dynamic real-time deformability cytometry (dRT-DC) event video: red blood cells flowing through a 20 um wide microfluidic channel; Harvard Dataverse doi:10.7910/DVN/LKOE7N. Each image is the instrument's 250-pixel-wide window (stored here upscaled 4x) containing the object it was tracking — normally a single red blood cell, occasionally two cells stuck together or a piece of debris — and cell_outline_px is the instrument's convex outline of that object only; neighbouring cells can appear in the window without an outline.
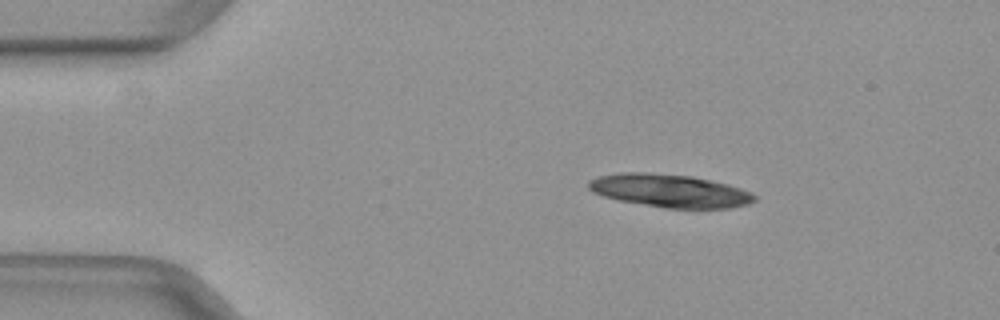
{"species": "common noctule bat (a hibernating species)", "species_latin": "Nyctalus noctula", "temperature_condition": "warm", "stored_images_in_passage": 12, "camera_frame_rate_fps": 3000, "um_per_image_px": 0.085, "animal": {"sex": "female", "body_mass_g": 29.2, "forearm_length_mm": 56.3}, "frame": {"image": 1, "passage_image": 7, "time_ms": 2.0, "image_size_px": [1000, 320], "cell_outline_px": [[756, 200], [748, 204], [728, 208], [664, 208], [620, 200], [604, 196], [592, 192], [588, 188], [588, 180], [600, 176], [624, 172], [648, 172], [692, 176], [728, 184], [752, 192], [756, 196]], "centroid_in_image_um": [56.94, 16.21], "position_along_channel_um": 28.1, "area_um2": 31.91}}